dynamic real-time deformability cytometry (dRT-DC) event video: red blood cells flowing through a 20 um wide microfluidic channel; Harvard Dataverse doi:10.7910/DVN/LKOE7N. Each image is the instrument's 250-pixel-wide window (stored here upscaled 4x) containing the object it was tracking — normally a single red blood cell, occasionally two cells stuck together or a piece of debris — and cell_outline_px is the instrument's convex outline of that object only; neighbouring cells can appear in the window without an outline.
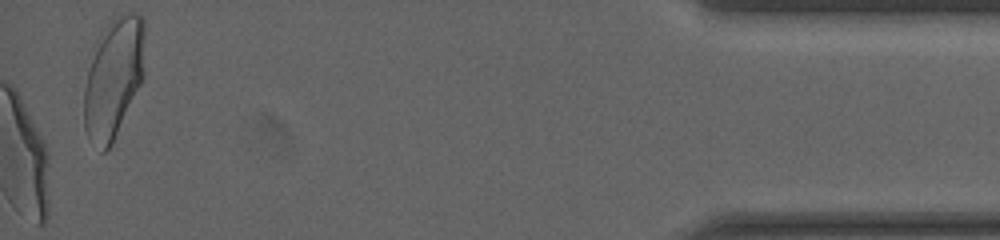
{"species": "human", "species_latin": "Homo sapiens", "temperature_condition": "cold", "stored_images_in_passage": 26, "camera_frame_rate_fps": 3000, "um_per_image_px": 0.085, "donor": {"sex": "male"}, "frame": {"image": 1, "passage_image": 26, "time_ms": 16.333, "image_size_px": [1000, 240], "cell_outline_px": [[144, 76], [112, 144], [104, 152], [100, 152], [88, 136], [84, 128], [84, 88], [96, 40], [108, 20], [116, 16], [132, 12], [140, 16], [144, 20]], "centroid_in_image_um": [9.65, 6.6], "position_along_channel_um": 425.6, "area_um2": 42.54}, "authors_computed_cell_mechanics": {"area_um2": 38.6393, "velocity_mm_per_s": 3.7279, "shape_relaxation_time_tau1_ms": 4.1368, "shape_relaxation_time_tau2_ms": 0.7199, "deformation_change_tau1": 0.1479, "deformation_change_tau2": 0.0454}}